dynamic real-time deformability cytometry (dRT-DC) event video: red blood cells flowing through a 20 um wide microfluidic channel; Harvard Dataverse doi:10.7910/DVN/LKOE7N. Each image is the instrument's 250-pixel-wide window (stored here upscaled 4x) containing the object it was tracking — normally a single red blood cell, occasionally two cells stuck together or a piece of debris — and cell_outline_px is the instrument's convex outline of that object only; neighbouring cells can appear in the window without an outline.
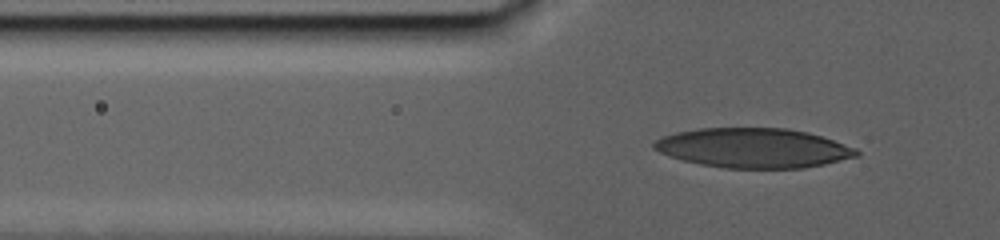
{"species": "human", "species_latin": "Homo sapiens", "temperature_condition": "warm", "stored_images_in_passage": 70, "camera_frame_rate_fps": 3000, "um_per_image_px": 0.085, "donor": {"sex": "male"}, "frame": {"image": 1, "passage_image": 15, "time_ms": 4.667, "image_size_px": [1000, 240], "cell_outline_px": [[860, 156], [824, 164], [804, 168], [724, 168], [700, 164], [668, 156], [652, 148], [652, 144], [656, 140], [664, 136], [676, 132], [700, 128], [788, 128], [808, 132], [856, 148], [860, 152]], "centroid_in_image_um": [64.04, 12.58], "position_along_channel_um": 61.8, "area_um2": 46.76}}
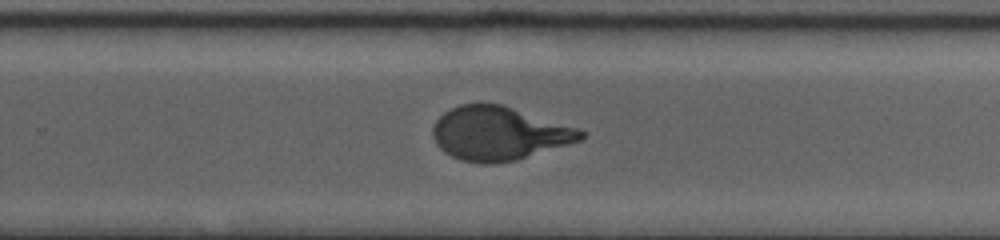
{"frame": {"image": 2, "passage_image": 44, "time_ms": 14.333, "image_size_px": [1000, 240], "cell_outline_px": [[584, 136], [580, 140], [568, 144], [516, 160], [492, 164], [480, 164], [460, 160], [444, 152], [436, 144], [432, 136], [432, 128], [436, 120], [444, 112], [460, 104], [500, 104], [580, 128], [584, 132]], "centroid_in_image_um": [42.38, 11.35], "position_along_channel_um": 287.4, "area_um2": 46.12}}
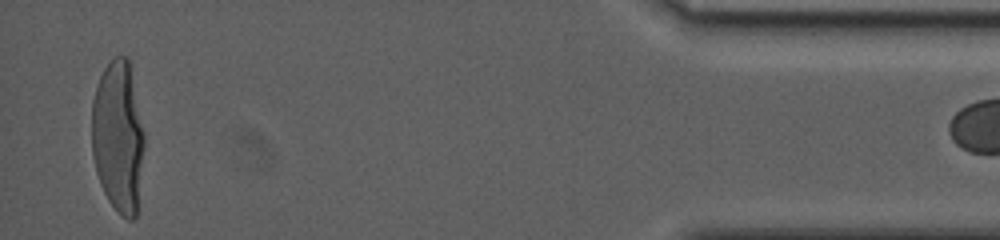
{"frame": {"image": 3, "passage_image": 68, "time_ms": 22.333, "image_size_px": [1000, 240], "cell_outline_px": [[144, 148], [136, 216], [132, 220], [128, 220], [120, 216], [108, 200], [100, 184], [96, 172], [92, 156], [92, 100], [96, 84], [104, 68], [116, 56], [128, 56], [144, 132]], "centroid_in_image_um": [10.03, 11.64], "position_along_channel_um": 425.2, "area_um2": 46.64}}